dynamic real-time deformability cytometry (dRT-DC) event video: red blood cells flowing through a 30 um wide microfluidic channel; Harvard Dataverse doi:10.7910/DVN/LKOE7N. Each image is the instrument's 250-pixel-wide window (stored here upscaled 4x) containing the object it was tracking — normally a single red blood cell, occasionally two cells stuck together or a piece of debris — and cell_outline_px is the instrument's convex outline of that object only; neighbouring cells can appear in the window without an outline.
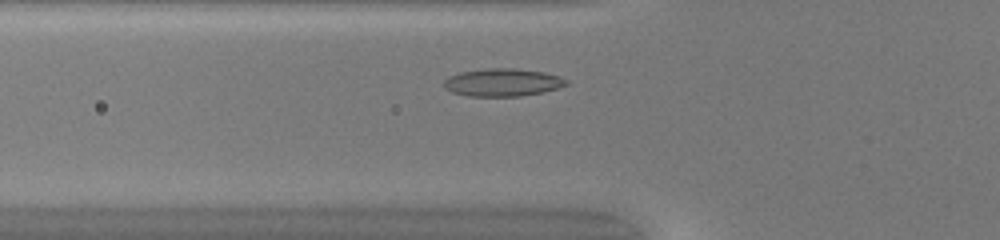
{"species": "common noctule bat (a hibernating species)", "species_latin": "Nyctalus noctula", "temperature_condition": "warm", "stored_images_in_passage": 38, "camera_frame_rate_fps": 3000, "um_per_image_px": 0.085, "animal": {"sex": "female", "body_mass_g": 20.0, "forearm_length_mm": 54.0}, "frame": {"image": 1, "passage_image": 6, "time_ms": 1.667, "image_size_px": [1000, 240], "cell_outline_px": [[568, 84], [544, 92], [520, 96], [468, 96], [452, 92], [444, 88], [440, 84], [448, 76], [460, 72], [488, 68], [516, 68], [544, 72], [560, 76], [568, 80]], "centroid_in_image_um": [42.68, 7.0], "position_along_channel_um": 83.1, "area_um2": 20.0}}
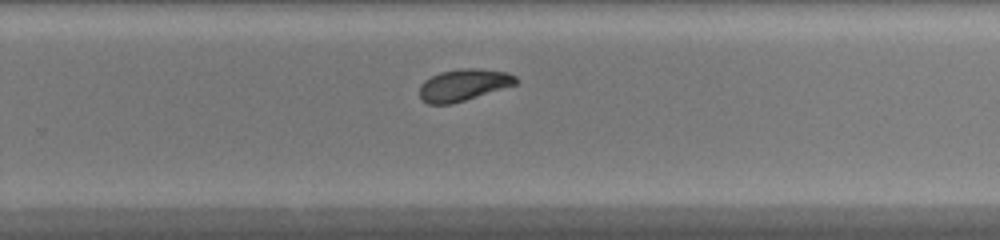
{"frame": {"image": 2, "passage_image": 21, "time_ms": 6.667, "image_size_px": [1000, 240], "cell_outline_px": [[516, 84], [452, 104], [428, 104], [420, 100], [420, 84], [424, 80], [440, 72], [460, 68], [476, 68], [508, 72], [516, 76]], "centroid_in_image_um": [39.36, 7.22], "position_along_channel_um": 290.4, "area_um2": 17.8}}
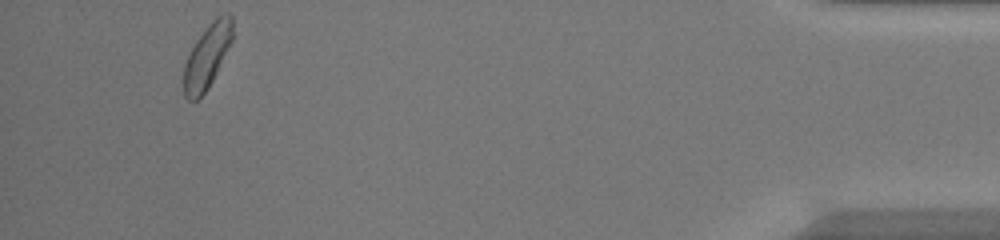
{"frame": {"image": 3, "passage_image": 35, "time_ms": 11.333, "image_size_px": [1000, 240], "cell_outline_px": [[232, 40], [208, 88], [196, 100], [188, 100], [184, 96], [184, 64], [196, 40], [208, 24], [216, 16], [228, 12], [232, 16]], "centroid_in_image_um": [17.6, 4.75], "position_along_channel_um": 417.6, "area_um2": 17.8}, "authors_computed_cell_mechanics": {"area_um2": 18.0625, "velocity_mm_per_s": 4.1489, "shape_relaxation_time_tau1_ms": 4.1792, "shape_relaxation_time_tau2_ms": 4.255, "deformation_change_tau1": 0.1364, "deformation_change_tau2": 0.0922}}